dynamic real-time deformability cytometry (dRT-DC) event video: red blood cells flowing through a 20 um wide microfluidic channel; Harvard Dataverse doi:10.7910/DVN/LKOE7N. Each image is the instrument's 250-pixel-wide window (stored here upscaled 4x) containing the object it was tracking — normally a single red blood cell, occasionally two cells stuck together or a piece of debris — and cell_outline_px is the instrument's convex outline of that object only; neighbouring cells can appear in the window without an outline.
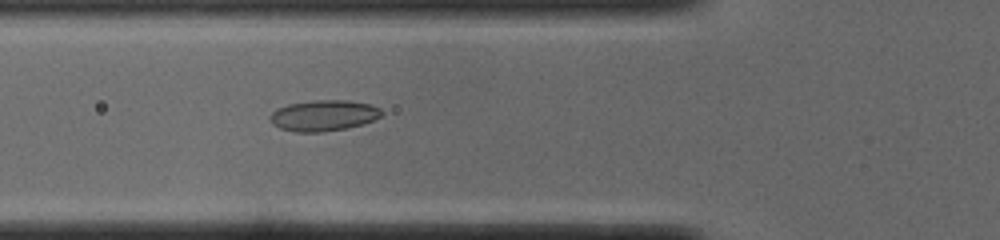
{"species": "common noctule bat (a hibernating species)", "species_latin": "Nyctalus noctula", "temperature_condition": "cold", "stored_images_in_passage": 51, "camera_frame_rate_fps": 3000, "um_per_image_px": 0.085, "animal": {"sex": "male", "body_mass_g": 19.0, "forearm_length_mm": 50.8}, "frame": {"image": 1, "passage_image": 18, "time_ms": 5.667, "image_size_px": [1000, 240], "cell_outline_px": [[384, 112], [380, 116], [364, 124], [348, 128], [324, 132], [296, 132], [280, 128], [272, 124], [268, 120], [268, 116], [272, 112], [288, 104], [312, 100], [348, 100], [368, 104], [380, 108]], "centroid_in_image_um": [27.49, 9.82], "position_along_channel_um": 98.3, "area_um2": 20.23}}
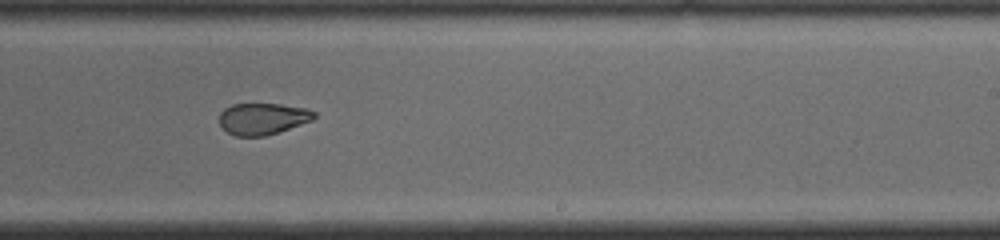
{"frame": {"image": 2, "passage_image": 31, "time_ms": 10.0, "image_size_px": [1000, 240], "cell_outline_px": [[316, 116], [312, 120], [264, 136], [236, 136], [228, 132], [220, 124], [220, 112], [224, 108], [232, 104], [280, 104], [304, 108], [316, 112]], "centroid_in_image_um": [22.31, 10.08], "position_along_channel_um": 266.7, "area_um2": 17.17}}
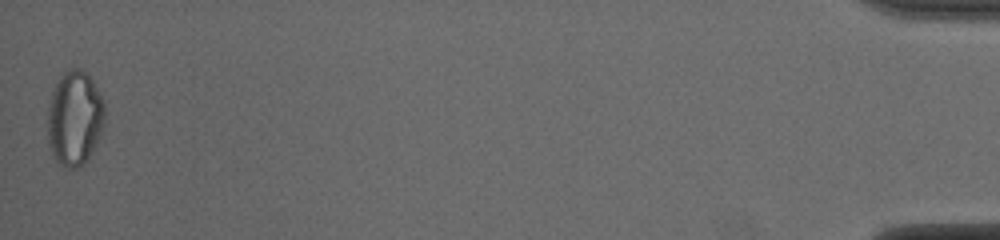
{"frame": {"image": 3, "passage_image": 51, "time_ms": 16.667, "image_size_px": [1000, 240], "cell_outline_px": [[104, 124], [100, 136], [88, 160], [84, 164], [76, 168], [68, 168], [56, 164], [52, 156], [48, 144], [48, 104], [56, 80], [68, 68], [80, 68], [92, 80], [104, 104]], "centroid_in_image_um": [6.32, 10.09], "position_along_channel_um": 428.9, "area_um2": 31.91}, "authors_computed_cell_mechanics": {"area_um2": 19.652, "velocity_mm_per_s": 3.8891, "shape_relaxation_time_tau1_ms": null, "shape_relaxation_time_tau2_ms": 2.159, "deformation_change_tau1": null, "deformation_change_tau2": 0.0867}}